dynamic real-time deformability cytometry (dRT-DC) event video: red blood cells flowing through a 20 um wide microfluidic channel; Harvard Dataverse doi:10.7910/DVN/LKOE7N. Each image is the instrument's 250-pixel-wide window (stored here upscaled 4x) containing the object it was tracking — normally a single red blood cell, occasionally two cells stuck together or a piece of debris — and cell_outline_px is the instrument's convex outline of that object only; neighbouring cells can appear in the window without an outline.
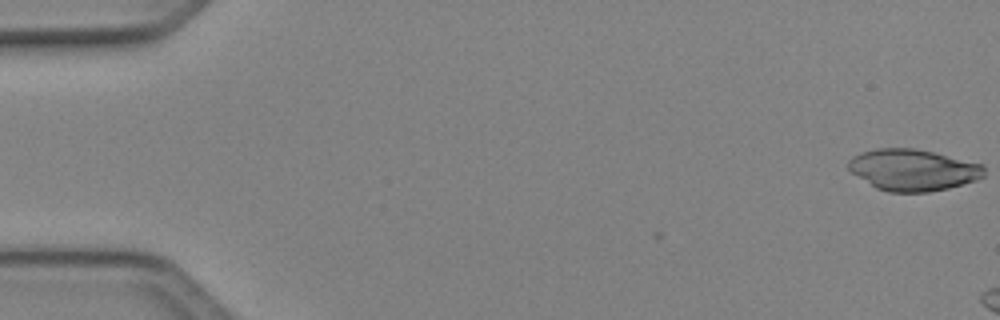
{"species": "Egyptian fruit bat (a non-hibernating species)", "species_latin": "Rousettus aegyptiacus", "temperature_condition": "cold", "stored_images_in_passage": 4, "camera_frame_rate_fps": 3000, "um_per_image_px": 0.085, "animal": {"sex": "female"}, "frame": {"image": 1, "passage_image": 1, "time_ms": 0.0, "image_size_px": [1000, 320], "cell_outline_px": [[984, 176], [976, 180], [948, 188], [928, 192], [888, 192], [876, 188], [852, 172], [848, 168], [848, 160], [852, 156], [860, 152], [876, 148], [916, 148], [984, 164]], "centroid_in_image_um": [77.6, 14.43], "position_along_channel_um": 7.4, "area_um2": 32.83}}